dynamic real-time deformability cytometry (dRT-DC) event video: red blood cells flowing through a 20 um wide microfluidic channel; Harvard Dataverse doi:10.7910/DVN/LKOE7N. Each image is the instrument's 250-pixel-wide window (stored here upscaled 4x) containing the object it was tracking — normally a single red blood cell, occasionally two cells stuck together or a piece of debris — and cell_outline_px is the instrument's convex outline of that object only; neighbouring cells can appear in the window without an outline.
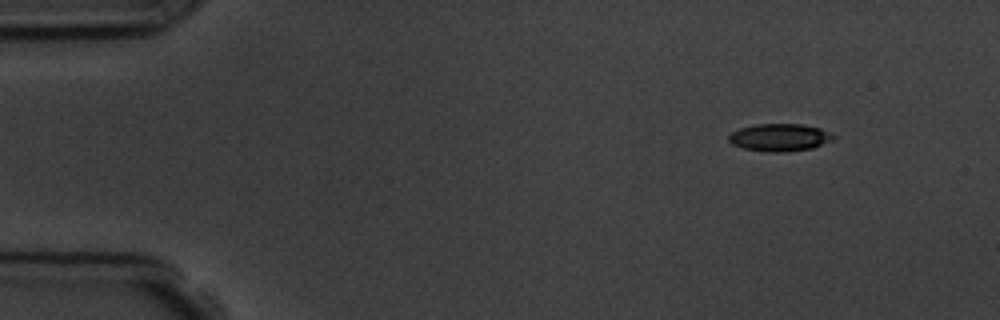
{"species": "common noctule bat (a hibernating species)", "species_latin": "Nyctalus noctula", "temperature_condition": "room temperature", "stored_images_in_passage": 4, "camera_frame_rate_fps": 3000, "um_per_image_px": 0.085, "animal": {"sex": "male", "body_mass_g": 19.5, "forearm_length_mm": 54.6}, "frame": {"image": 1, "passage_image": 1, "time_ms": 0.0, "image_size_px": [1000, 320], "cell_outline_px": [[836, 136], [832, 140], [812, 148], [784, 152], [768, 152], [744, 148], [732, 144], [728, 140], [728, 136], [732, 132], [740, 128], [756, 124], [804, 124], [820, 128]], "centroid_in_image_um": [66.26, 11.68], "position_along_channel_um": 18.7, "area_um2": 16.7}}
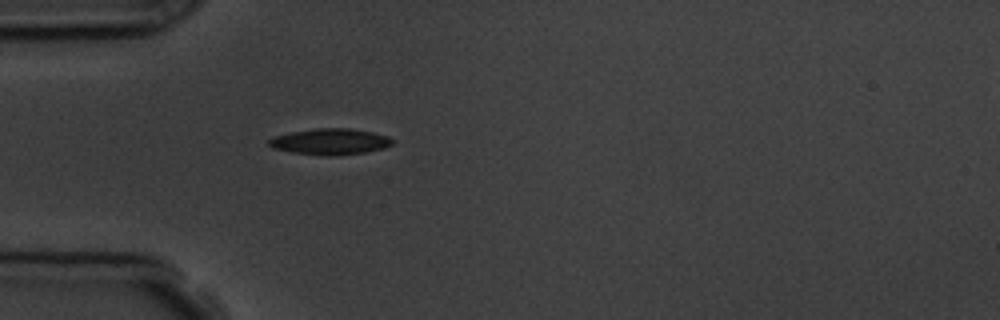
{"frame": {"image": 2, "passage_image": 4, "time_ms": 3.333, "image_size_px": [1000, 320], "cell_outline_px": [[396, 140], [392, 144], [384, 148], [364, 152], [340, 156], [328, 156], [292, 152], [272, 148], [268, 144], [268, 140], [276, 136], [292, 132], [316, 128], [348, 128], [372, 132], [388, 136]], "centroid_in_image_um": [28.1, 12.04], "position_along_channel_um": 56.9, "area_um2": 18.79}}